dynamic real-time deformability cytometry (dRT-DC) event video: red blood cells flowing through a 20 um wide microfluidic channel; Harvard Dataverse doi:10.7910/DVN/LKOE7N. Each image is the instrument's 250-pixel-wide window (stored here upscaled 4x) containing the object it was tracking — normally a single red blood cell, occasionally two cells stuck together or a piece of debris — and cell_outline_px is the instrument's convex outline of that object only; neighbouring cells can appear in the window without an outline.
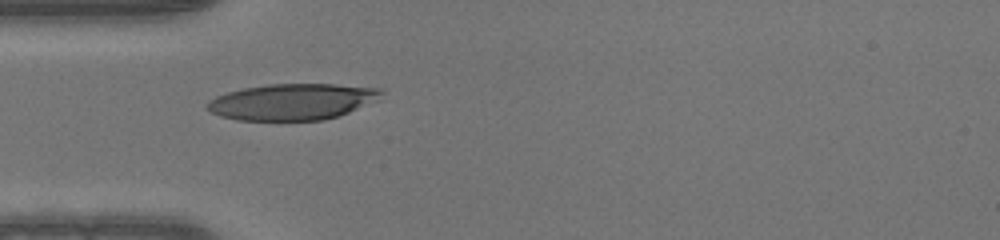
{"species": "human", "species_latin": "Homo sapiens", "temperature_condition": "warm", "stored_images_in_passage": 36, "camera_frame_rate_fps": 3000, "um_per_image_px": 0.085, "donor": {"sex": "male"}, "frame": {"image": 1, "passage_image": 1, "time_ms": 0.0, "image_size_px": [1000, 240], "cell_outline_px": [[384, 92], [380, 100], [340, 116], [324, 120], [236, 120], [220, 116], [204, 108], [204, 104], [208, 100], [216, 96], [228, 92], [244, 88], [268, 84], [336, 84], [380, 88]], "centroid_in_image_um": [24.87, 8.65], "position_along_channel_um": 60.1, "area_um2": 37.22}}
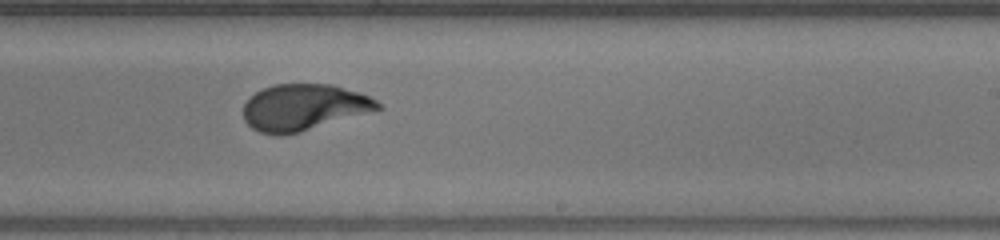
{"frame": {"image": 2, "passage_image": 16, "time_ms": 5.0, "image_size_px": [1000, 240], "cell_outline_px": [[384, 108], [300, 132], [280, 136], [276, 136], [260, 132], [252, 128], [244, 120], [244, 104], [256, 92], [264, 88], [276, 84], [332, 84], [368, 96], [376, 100]], "centroid_in_image_um": [25.81, 9.13], "position_along_channel_um": 263.2, "area_um2": 36.07}}
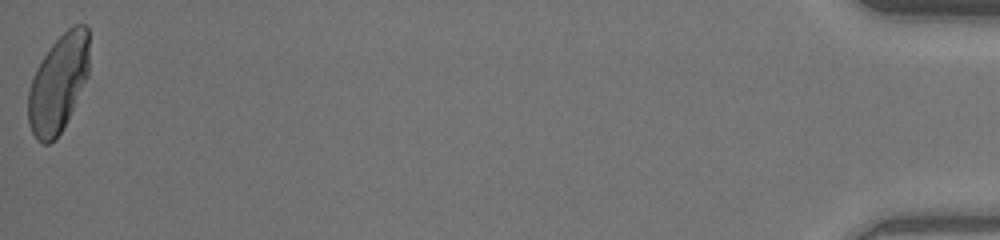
{"frame": {"image": 3, "passage_image": 36, "time_ms": 11.667, "image_size_px": [1000, 240], "cell_outline_px": [[88, 76], [60, 132], [48, 144], [44, 144], [36, 140], [28, 124], [28, 92], [36, 68], [52, 44], [72, 24], [84, 24], [88, 28]], "centroid_in_image_um": [4.94, 7.07], "position_along_channel_um": 430.3, "area_um2": 34.16}}